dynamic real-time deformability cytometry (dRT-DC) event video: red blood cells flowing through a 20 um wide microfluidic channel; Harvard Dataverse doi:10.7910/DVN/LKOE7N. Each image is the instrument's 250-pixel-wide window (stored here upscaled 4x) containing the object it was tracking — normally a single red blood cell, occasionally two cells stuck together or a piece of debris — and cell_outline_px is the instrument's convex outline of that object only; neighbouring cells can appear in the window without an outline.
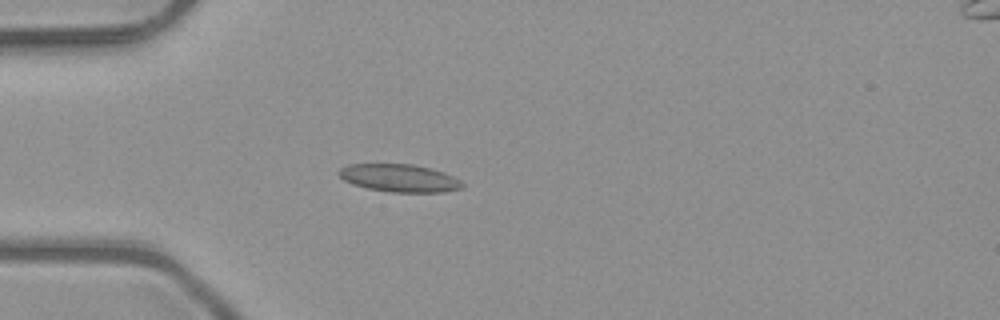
{"species": "common noctule bat (a hibernating species)", "species_latin": "Nyctalus noctula", "temperature_condition": "room temperature", "stored_images_in_passage": 4, "camera_frame_rate_fps": 3000, "um_per_image_px": 0.085, "animal": {"sex": "male", "body_mass_g": 23.1, "forearm_length_mm": 52.7}, "frame": {"image": 1, "passage_image": 4, "time_ms": 1.0, "image_size_px": [1000, 320], "cell_outline_px": [[464, 184], [460, 188], [444, 192], [388, 192], [368, 188], [352, 184], [344, 180], [336, 172], [340, 168], [348, 164], [412, 164], [444, 172], [460, 180]], "centroid_in_image_um": [33.91, 15.13], "position_along_channel_um": 51.1, "area_um2": 19.88}}